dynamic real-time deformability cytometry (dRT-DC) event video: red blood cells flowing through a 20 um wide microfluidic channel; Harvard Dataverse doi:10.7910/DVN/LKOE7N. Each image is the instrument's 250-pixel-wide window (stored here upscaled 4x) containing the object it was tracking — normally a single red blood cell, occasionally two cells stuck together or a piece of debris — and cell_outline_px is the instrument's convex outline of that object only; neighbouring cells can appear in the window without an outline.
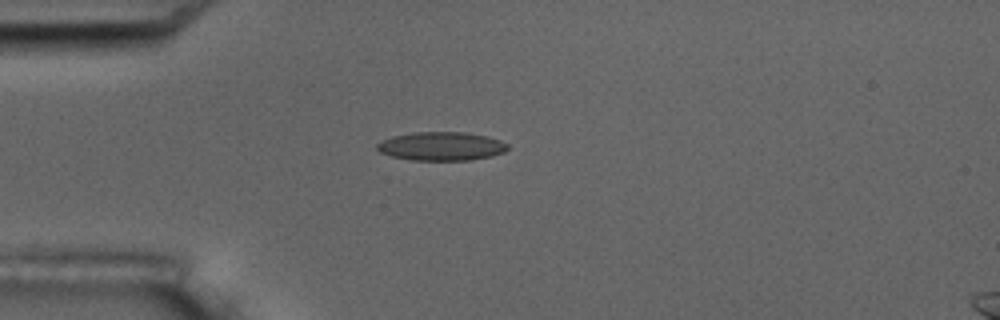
{"species": "common noctule bat (a hibernating species)", "species_latin": "Nyctalus noctula", "temperature_condition": "room temperature", "stored_images_in_passage": 6, "camera_frame_rate_fps": 3000, "um_per_image_px": 0.085, "animal": {"sex": "male", "body_mass_g": 17.5, "forearm_length_mm": 52.3}, "frame": {"image": 1, "passage_image": 1, "time_ms": 0.0, "image_size_px": [1000, 320], "cell_outline_px": [[508, 148], [504, 152], [492, 156], [468, 160], [408, 160], [392, 156], [380, 152], [376, 148], [376, 144], [380, 140], [392, 136], [412, 132], [464, 132], [488, 136], [500, 140], [508, 144]], "centroid_in_image_um": [37.49, 12.42], "position_along_channel_um": 47.5, "area_um2": 21.96}}
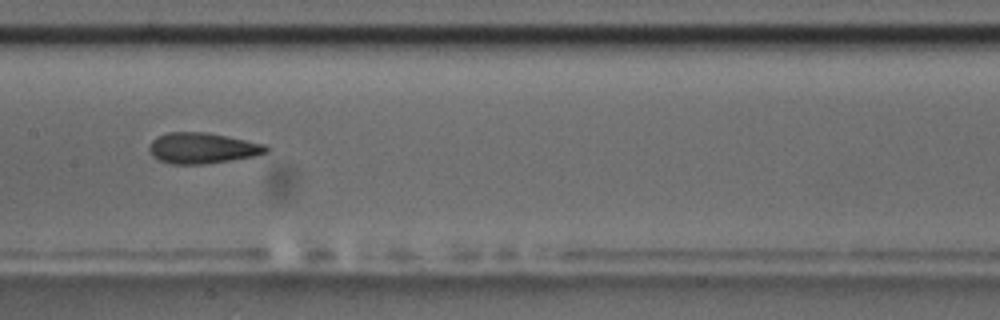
{"frame": {"image": 2, "passage_image": 5, "time_ms": 4.333, "image_size_px": [1000, 320], "cell_outline_px": [[272, 148], [268, 152], [256, 156], [204, 164], [168, 164], [152, 156], [148, 152], [148, 144], [156, 136], [168, 132], [208, 132], [268, 144]], "centroid_in_image_um": [17.22, 12.58], "position_along_channel_um": 190.2, "area_um2": 21.5}}